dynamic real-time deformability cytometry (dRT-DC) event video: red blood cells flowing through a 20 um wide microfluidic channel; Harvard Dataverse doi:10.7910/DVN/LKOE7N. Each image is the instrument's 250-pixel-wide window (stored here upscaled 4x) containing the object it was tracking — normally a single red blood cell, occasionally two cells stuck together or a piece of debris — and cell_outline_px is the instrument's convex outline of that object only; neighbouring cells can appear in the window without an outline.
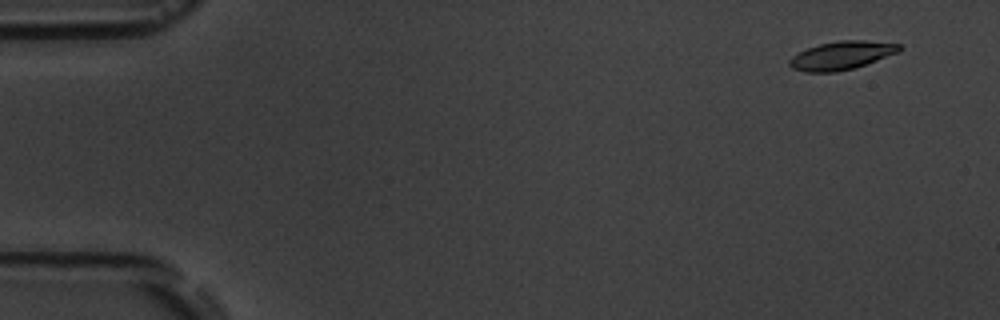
{"species": "common noctule bat (a hibernating species)", "species_latin": "Nyctalus noctula", "temperature_condition": "room temperature", "stored_images_in_passage": 4, "camera_frame_rate_fps": 3000, "um_per_image_px": 0.085, "animal": {"sex": "male", "body_mass_g": 19.5, "forearm_length_mm": 54.6}, "frame": {"image": 1, "passage_image": 1, "time_ms": 0.0, "image_size_px": [1000, 320], "cell_outline_px": [[900, 52], [852, 68], [836, 72], [804, 72], [792, 68], [788, 64], [788, 60], [792, 56], [808, 48], [820, 44], [840, 40], [864, 40], [900, 44]], "centroid_in_image_um": [71.5, 4.71], "position_along_channel_um": 13.5, "area_um2": 17.92}}